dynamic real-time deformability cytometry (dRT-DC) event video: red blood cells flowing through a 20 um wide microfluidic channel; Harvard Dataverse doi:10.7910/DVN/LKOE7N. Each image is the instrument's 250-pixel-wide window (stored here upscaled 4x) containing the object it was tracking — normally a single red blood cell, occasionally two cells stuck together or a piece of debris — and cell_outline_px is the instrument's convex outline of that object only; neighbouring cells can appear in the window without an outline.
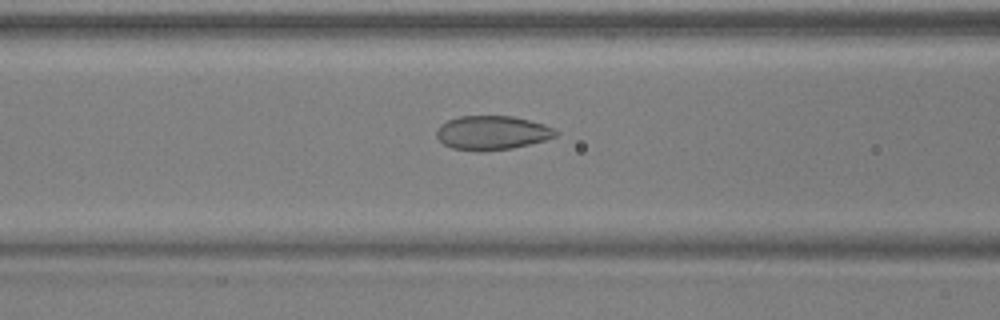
{"species": "common noctule bat (a hibernating species)", "species_latin": "Nyctalus noctula", "temperature_condition": "warm", "stored_images_in_passage": 45, "camera_frame_rate_fps": 3000, "um_per_image_px": 0.085, "animal": {"sex": "male", "body_mass_g": 17.9, "forearm_length_mm": 54.2}, "frame": {"image": 1, "passage_image": 21, "time_ms": 6.667, "image_size_px": [1000, 320], "cell_outline_px": [[560, 132], [556, 136], [544, 140], [512, 148], [476, 152], [452, 148], [444, 144], [436, 136], [436, 132], [440, 124], [448, 120], [460, 116], [512, 116], [544, 124]], "centroid_in_image_um": [41.8, 11.29], "position_along_channel_um": 124.8, "area_um2": 23.58}}
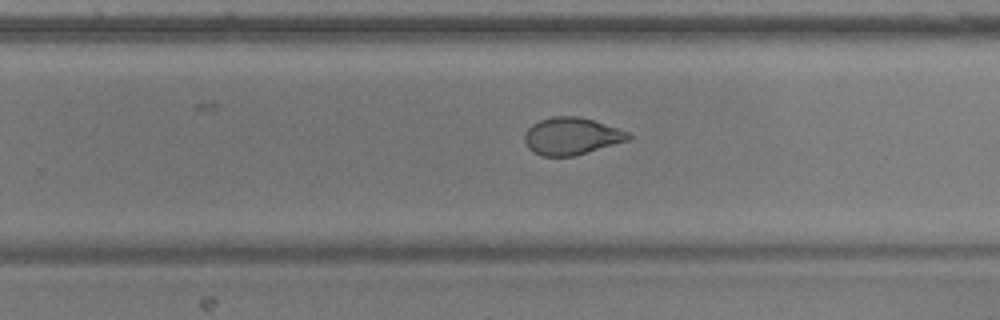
{"frame": {"image": 2, "passage_image": 33, "time_ms": 10.667, "image_size_px": [1000, 320], "cell_outline_px": [[632, 136], [628, 140], [572, 156], [544, 156], [532, 152], [528, 148], [524, 140], [524, 132], [532, 124], [540, 120], [552, 116], [576, 116], [592, 120], [628, 132]], "centroid_in_image_um": [48.51, 11.57], "position_along_channel_um": 281.3, "area_um2": 22.2}}
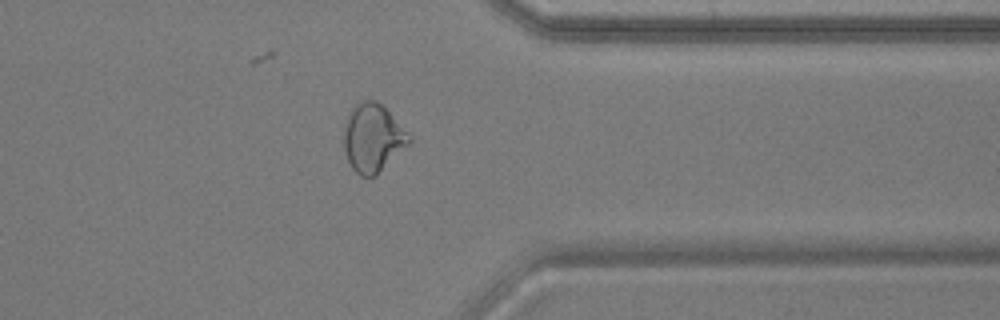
{"frame": {"image": 3, "passage_image": 41, "time_ms": 13.333, "image_size_px": [1000, 320], "cell_outline_px": [[412, 140], [376, 176], [360, 176], [352, 168], [344, 152], [344, 124], [348, 112], [360, 100], [376, 100], [412, 136]], "centroid_in_image_um": [31.66, 11.72], "position_along_channel_um": 379.7, "area_um2": 25.78}}